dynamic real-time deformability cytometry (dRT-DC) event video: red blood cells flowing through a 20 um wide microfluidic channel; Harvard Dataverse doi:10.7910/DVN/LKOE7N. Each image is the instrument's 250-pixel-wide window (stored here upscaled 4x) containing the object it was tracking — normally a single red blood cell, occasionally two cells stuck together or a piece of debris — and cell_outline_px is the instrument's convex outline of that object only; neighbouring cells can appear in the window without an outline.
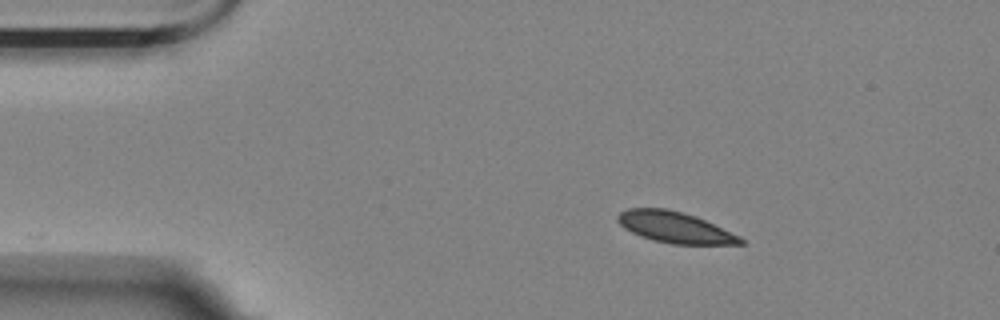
{"species": "Egyptian fruit bat (a non-hibernating species)", "species_latin": "Rousettus aegyptiacus", "temperature_condition": "room temperature", "stored_images_in_passage": 48, "camera_frame_rate_fps": 3000, "um_per_image_px": 0.085, "animal": {"sex": "female"}, "frame": {"image": 1, "passage_image": 1, "time_ms": 0.0, "image_size_px": [1000, 320], "cell_outline_px": [[744, 244], [672, 244], [652, 240], [640, 236], [624, 228], [616, 220], [616, 216], [620, 212], [628, 208], [668, 208], [696, 216], [740, 236], [744, 240]], "centroid_in_image_um": [57.34, 19.32], "position_along_channel_um": 27.7, "area_um2": 22.25}}
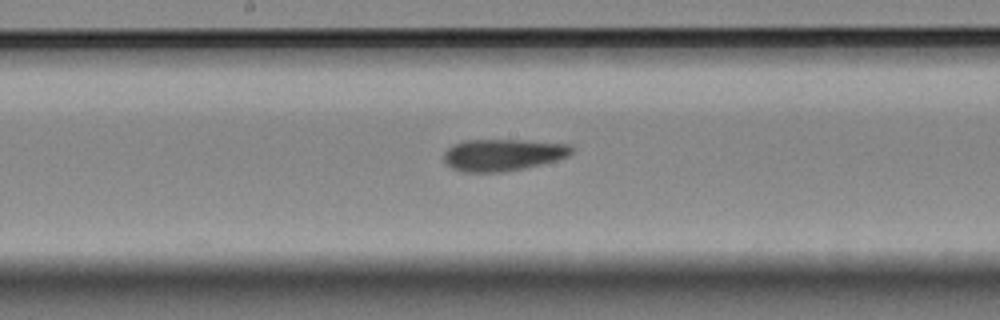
{"frame": {"image": 2, "passage_image": 21, "time_ms": 6.667, "image_size_px": [1000, 320], "cell_outline_px": [[576, 148], [568, 156], [556, 160], [524, 168], [504, 172], [460, 172], [452, 168], [444, 160], [444, 152], [452, 144], [464, 140], [520, 140], [572, 144]], "centroid_in_image_um": [42.75, 13.16], "position_along_channel_um": 205.5, "area_um2": 23.87}}
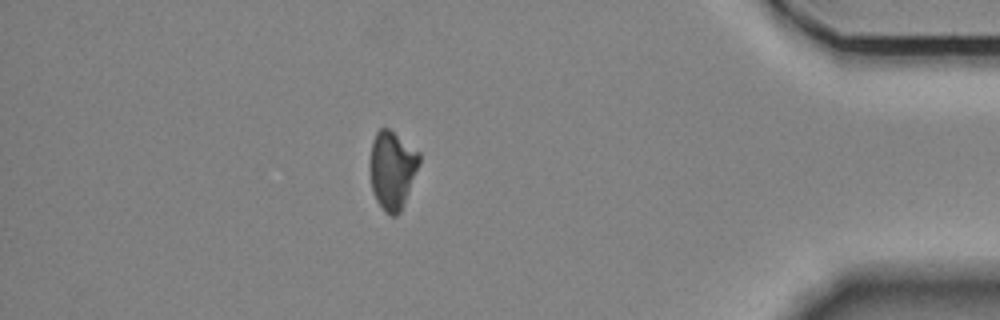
{"frame": {"image": 3, "passage_image": 41, "time_ms": 13.333, "image_size_px": [1000, 320], "cell_outline_px": [[420, 164], [400, 212], [396, 216], [392, 216], [384, 212], [376, 200], [372, 192], [368, 168], [368, 164], [372, 140], [376, 132], [380, 128], [388, 128], [420, 152]], "centroid_in_image_um": [33.3, 14.43], "position_along_channel_um": 401.9, "area_um2": 22.89}, "authors_computed_cell_mechanics": {"area_um2": 23.1489, "velocity_mm_per_s": 3.5551, "shape_relaxation_time_tau1_ms": null, "shape_relaxation_time_tau2_ms": 7.2666, "deformation_change_tau1": null, "deformation_change_tau2": 0.0878}}